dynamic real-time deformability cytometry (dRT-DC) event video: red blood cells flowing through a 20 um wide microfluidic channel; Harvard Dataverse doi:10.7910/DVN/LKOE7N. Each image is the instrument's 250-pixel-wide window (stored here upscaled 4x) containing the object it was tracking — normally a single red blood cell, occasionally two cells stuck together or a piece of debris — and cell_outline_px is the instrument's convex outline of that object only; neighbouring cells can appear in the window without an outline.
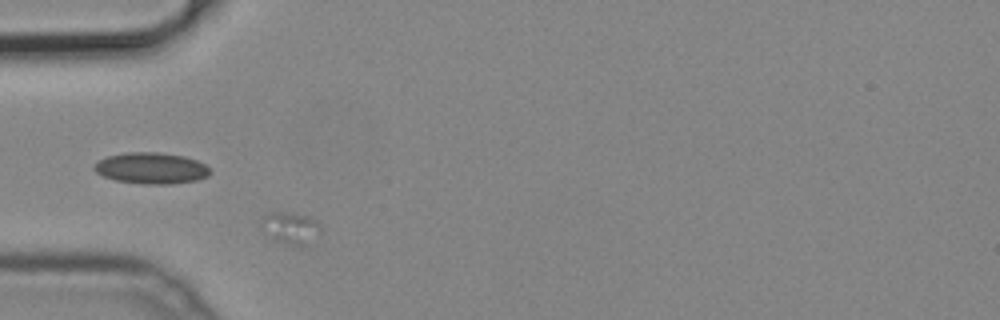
{"species": "common noctule bat (a hibernating species)", "species_latin": "Nyctalus noctula", "temperature_condition": "cold", "stored_images_in_passage": 20, "camera_frame_rate_fps": 3000, "um_per_image_px": 0.085, "animal": {"sex": "male", "body_mass_g": 19.2, "forearm_length_mm": 51.8}, "frame": {"image": 1, "passage_image": 6, "time_ms": 1.667, "image_size_px": [1000, 320], "cell_outline_px": [[320, 232], [300, 248], [296, 248], [276, 240], [260, 224], [260, 220], [264, 216], [272, 212], [288, 212], [304, 216], [316, 220], [320, 224]], "centroid_in_image_um": [24.71, 19.38], "position_along_channel_um": 60.3, "area_um2": 10.69}}